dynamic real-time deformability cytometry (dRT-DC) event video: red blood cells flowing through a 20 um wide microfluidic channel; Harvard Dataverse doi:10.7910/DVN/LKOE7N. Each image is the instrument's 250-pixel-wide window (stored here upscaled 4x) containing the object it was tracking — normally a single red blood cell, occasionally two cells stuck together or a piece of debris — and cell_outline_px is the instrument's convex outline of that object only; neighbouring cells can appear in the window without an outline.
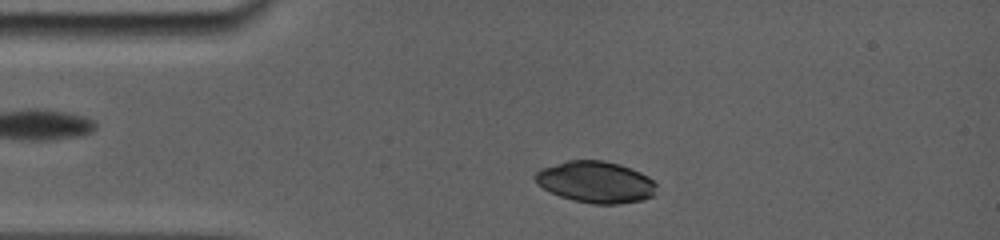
{"species": "common noctule bat (a hibernating species)", "species_latin": "Nyctalus noctula", "temperature_condition": "room temperature", "stored_images_in_passage": 60, "camera_frame_rate_fps": 5000, "um_per_image_px": 0.085, "animal": {"sex": "female", "body_mass_g": 19.0, "forearm_length_mm": 56.7}, "frame": {"image": 1, "passage_image": 6, "time_ms": 1.2, "image_size_px": [1000, 240], "cell_outline_px": [[656, 184], [652, 196], [640, 200], [620, 204], [592, 204], [572, 200], [560, 196], [536, 184], [532, 176], [540, 168], [568, 160], [604, 160], [620, 164], [632, 168], [648, 176]], "centroid_in_image_um": [50.59, 15.46], "position_along_channel_um": 34.4, "area_um2": 29.48}}
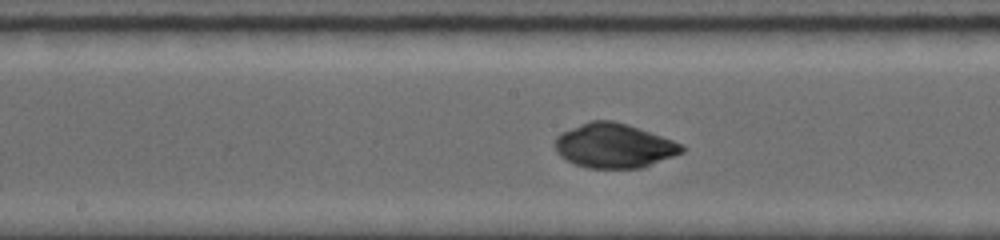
{"frame": {"image": 2, "passage_image": 27, "time_ms": 6.2, "image_size_px": [1000, 240], "cell_outline_px": [[684, 152], [644, 168], [588, 168], [576, 164], [560, 156], [556, 152], [552, 144], [556, 136], [560, 132], [592, 120], [612, 120], [628, 124], [684, 144]], "centroid_in_image_um": [52.19, 12.39], "position_along_channel_um": 196.0, "area_um2": 33.12}}
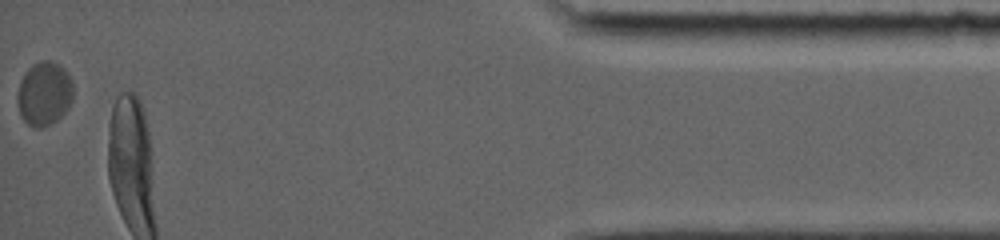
{"frame": {"image": 3, "passage_image": 60, "time_ms": 13.4, "image_size_px": [1000, 240], "cell_outline_px": [[72, 100], [68, 108], [56, 120], [40, 128], [36, 128], [28, 124], [20, 116], [16, 100], [16, 96], [20, 80], [28, 68], [32, 64], [40, 60], [52, 60], [64, 68], [68, 72], [72, 80]], "centroid_in_image_um": [3.74, 7.93], "position_along_channel_um": 431.5, "area_um2": 20.98}}